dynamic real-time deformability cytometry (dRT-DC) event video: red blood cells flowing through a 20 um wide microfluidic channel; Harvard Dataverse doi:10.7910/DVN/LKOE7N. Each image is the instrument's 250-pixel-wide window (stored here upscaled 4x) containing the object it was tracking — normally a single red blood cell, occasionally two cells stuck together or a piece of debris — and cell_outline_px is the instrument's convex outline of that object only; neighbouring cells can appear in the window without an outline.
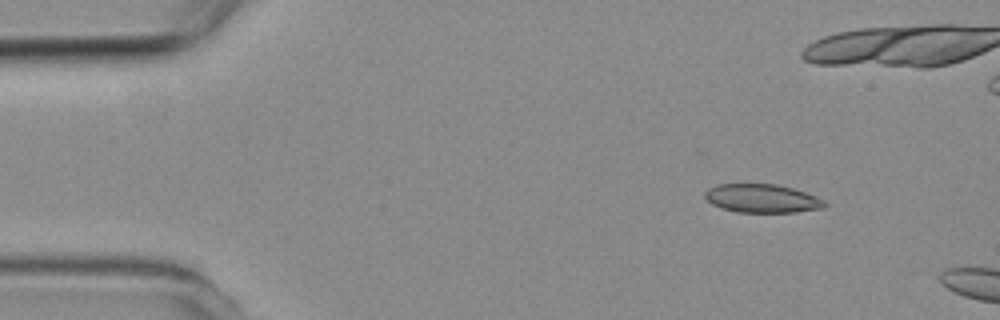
{"species": "common noctule bat (a hibernating species)", "species_latin": "Nyctalus noctula", "temperature_condition": "room temperature", "stored_images_in_passage": 3, "camera_frame_rate_fps": 3000, "um_per_image_px": 0.085, "animal": {"sex": "female", "body_mass_g": 19.3, "forearm_length_mm": 54.1}, "frame": {"image": 1, "passage_image": 1, "time_ms": 0.0, "image_size_px": [1000, 320], "cell_outline_px": [[828, 204], [824, 208], [796, 212], [736, 212], [720, 208], [712, 204], [704, 196], [704, 192], [708, 188], [716, 184], [776, 184], [792, 188], [816, 196], [824, 200]], "centroid_in_image_um": [64.76, 16.87], "position_along_channel_um": 20.2, "area_um2": 20.0}}